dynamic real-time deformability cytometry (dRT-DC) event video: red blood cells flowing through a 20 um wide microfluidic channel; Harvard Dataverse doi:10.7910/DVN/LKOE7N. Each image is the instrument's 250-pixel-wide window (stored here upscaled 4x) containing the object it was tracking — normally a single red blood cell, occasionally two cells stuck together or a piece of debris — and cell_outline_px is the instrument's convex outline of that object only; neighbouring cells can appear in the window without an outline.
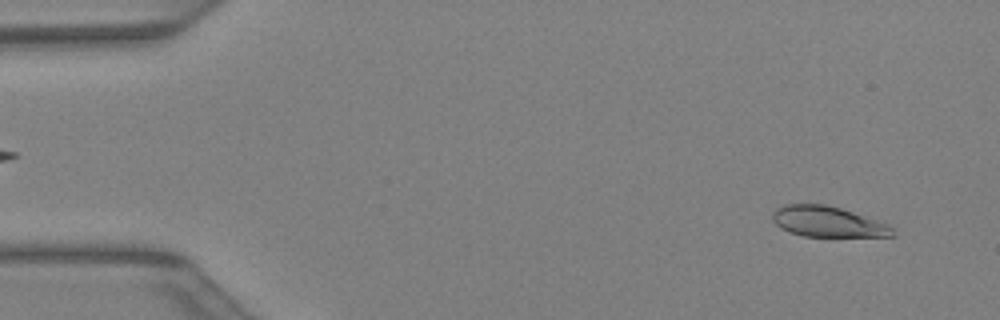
{"species": "Egyptian fruit bat (a non-hibernating species)", "species_latin": "Rousettus aegyptiacus", "temperature_condition": "warm", "stored_images_in_passage": 40, "camera_frame_rate_fps": 3000, "um_per_image_px": 0.085, "animal": {"sex": "female"}, "frame": {"image": 1, "passage_image": 2, "time_ms": 0.333, "image_size_px": [1000, 320], "cell_outline_px": [[896, 236], [804, 236], [788, 232], [780, 228], [772, 220], [772, 212], [776, 208], [784, 204], [824, 204], [840, 208], [888, 224], [892, 228]], "centroid_in_image_um": [70.3, 18.84], "position_along_channel_um": 14.7, "area_um2": 21.27}}
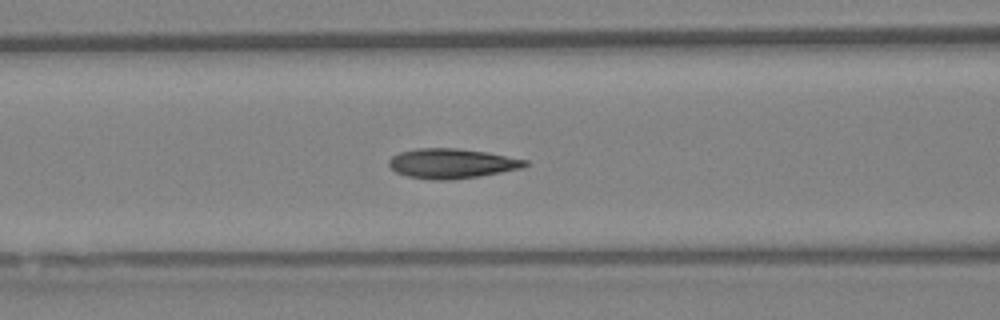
{"frame": {"image": 2, "passage_image": 16, "time_ms": 5.0, "image_size_px": [1000, 320], "cell_outline_px": [[528, 164], [524, 168], [480, 176], [448, 180], [432, 180], [408, 176], [396, 172], [388, 164], [388, 160], [392, 156], [400, 152], [416, 148], [456, 148], [488, 152], [528, 160]], "centroid_in_image_um": [38.42, 13.89], "position_along_channel_um": 128.2, "area_um2": 23.76}}
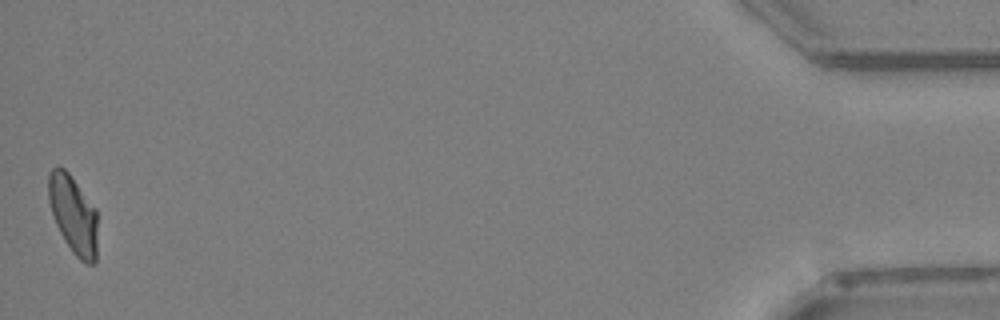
{"frame": {"image": 3, "passage_image": 40, "time_ms": 13.0, "image_size_px": [1000, 320], "cell_outline_px": [[96, 264], [88, 264], [80, 260], [72, 252], [64, 240], [56, 224], [48, 200], [48, 172], [56, 164], [64, 168], [68, 172], [96, 208]], "centroid_in_image_um": [6.21, 18.21], "position_along_channel_um": 429.0, "area_um2": 22.43}}